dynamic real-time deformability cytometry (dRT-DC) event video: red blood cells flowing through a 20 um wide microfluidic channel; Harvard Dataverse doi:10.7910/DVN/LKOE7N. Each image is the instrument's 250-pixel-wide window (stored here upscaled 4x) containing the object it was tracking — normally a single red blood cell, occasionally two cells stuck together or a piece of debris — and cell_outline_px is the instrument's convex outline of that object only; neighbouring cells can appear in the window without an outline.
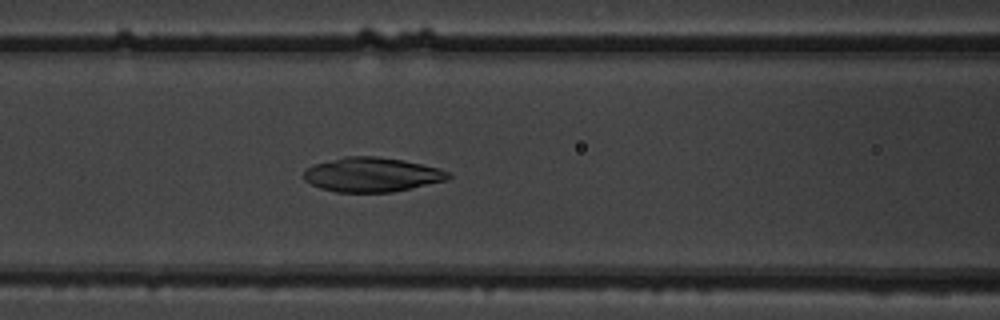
{"species": "common noctule bat (a hibernating species)", "species_latin": "Nyctalus noctula", "temperature_condition": "warm", "stored_images_in_passage": 53, "camera_frame_rate_fps": 3000, "um_per_image_px": 0.085, "animal": {"sex": "male", "body_mass_g": 19.5, "forearm_length_mm": 54.6}, "frame": {"image": 1, "passage_image": 23, "time_ms": 7.333, "image_size_px": [1000, 320], "cell_outline_px": [[452, 176], [448, 180], [412, 188], [392, 192], [336, 192], [320, 188], [304, 180], [304, 172], [312, 164], [344, 156], [376, 156], [404, 160], [440, 168], [452, 172]], "centroid_in_image_um": [31.65, 14.84], "position_along_channel_um": 134.9, "area_um2": 29.25}}
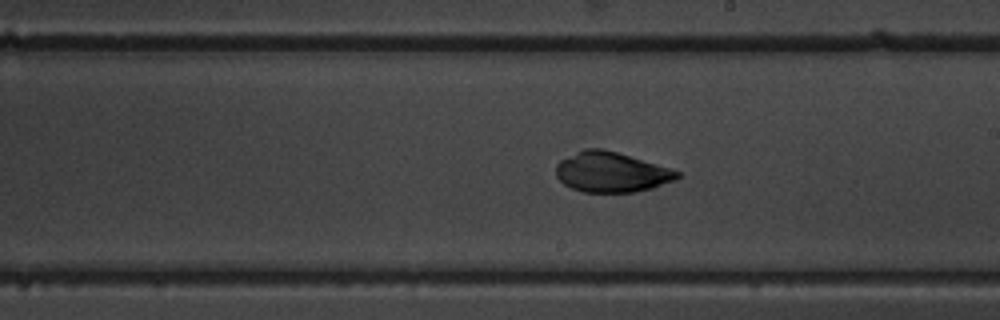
{"frame": {"image": 2, "passage_image": 31, "time_ms": 10.0, "image_size_px": [1000, 320], "cell_outline_px": [[680, 176], [676, 180], [652, 188], [636, 192], [584, 192], [572, 188], [564, 184], [556, 176], [556, 164], [560, 160], [584, 148], [604, 148], [668, 168], [680, 172]], "centroid_in_image_um": [51.94, 14.63], "position_along_channel_um": 237.1, "area_um2": 28.21}}
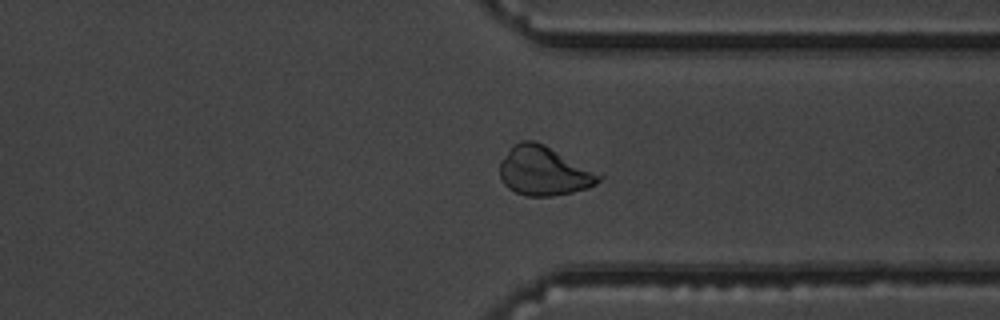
{"frame": {"image": 3, "passage_image": 41, "time_ms": 13.333, "image_size_px": [1000, 320], "cell_outline_px": [[604, 176], [596, 184], [588, 188], [572, 192], [552, 196], [524, 196], [508, 188], [504, 184], [500, 176], [500, 160], [512, 144], [520, 140], [532, 140], [544, 144]], "centroid_in_image_um": [46.2, 14.53], "position_along_channel_um": 365.2, "area_um2": 28.38}}